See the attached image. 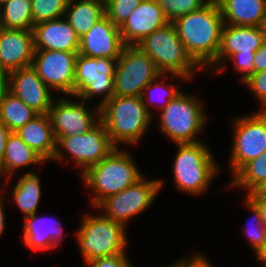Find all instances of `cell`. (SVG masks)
<instances>
[{"instance_id": "cell-1", "label": "cell", "mask_w": 266, "mask_h": 267, "mask_svg": "<svg viewBox=\"0 0 266 267\" xmlns=\"http://www.w3.org/2000/svg\"><path fill=\"white\" fill-rule=\"evenodd\" d=\"M185 50L199 66H212L217 59L224 20L216 0L173 21Z\"/></svg>"}, {"instance_id": "cell-2", "label": "cell", "mask_w": 266, "mask_h": 267, "mask_svg": "<svg viewBox=\"0 0 266 267\" xmlns=\"http://www.w3.org/2000/svg\"><path fill=\"white\" fill-rule=\"evenodd\" d=\"M151 117L142 96H113L100 106V121L116 148L123 142L137 143L149 126Z\"/></svg>"}, {"instance_id": "cell-3", "label": "cell", "mask_w": 266, "mask_h": 267, "mask_svg": "<svg viewBox=\"0 0 266 267\" xmlns=\"http://www.w3.org/2000/svg\"><path fill=\"white\" fill-rule=\"evenodd\" d=\"M135 46L154 61L162 75L170 72L182 80H188L194 70L199 69L186 52L173 22L155 30Z\"/></svg>"}, {"instance_id": "cell-4", "label": "cell", "mask_w": 266, "mask_h": 267, "mask_svg": "<svg viewBox=\"0 0 266 267\" xmlns=\"http://www.w3.org/2000/svg\"><path fill=\"white\" fill-rule=\"evenodd\" d=\"M142 177L128 153L118 148L82 174L86 186L97 193L92 198L95 208L106 197L121 192Z\"/></svg>"}, {"instance_id": "cell-5", "label": "cell", "mask_w": 266, "mask_h": 267, "mask_svg": "<svg viewBox=\"0 0 266 267\" xmlns=\"http://www.w3.org/2000/svg\"><path fill=\"white\" fill-rule=\"evenodd\" d=\"M125 228L103 215L85 216L76 236L85 263L125 253Z\"/></svg>"}, {"instance_id": "cell-6", "label": "cell", "mask_w": 266, "mask_h": 267, "mask_svg": "<svg viewBox=\"0 0 266 267\" xmlns=\"http://www.w3.org/2000/svg\"><path fill=\"white\" fill-rule=\"evenodd\" d=\"M178 145L174 161V178L177 188L198 195L208 188L218 171L212 153L203 142Z\"/></svg>"}, {"instance_id": "cell-7", "label": "cell", "mask_w": 266, "mask_h": 267, "mask_svg": "<svg viewBox=\"0 0 266 267\" xmlns=\"http://www.w3.org/2000/svg\"><path fill=\"white\" fill-rule=\"evenodd\" d=\"M200 101L181 92L162 109L160 130L175 144L197 143L196 136L206 124Z\"/></svg>"}, {"instance_id": "cell-8", "label": "cell", "mask_w": 266, "mask_h": 267, "mask_svg": "<svg viewBox=\"0 0 266 267\" xmlns=\"http://www.w3.org/2000/svg\"><path fill=\"white\" fill-rule=\"evenodd\" d=\"M160 76L147 54L136 46H125L116 63L114 96H142L144 88Z\"/></svg>"}, {"instance_id": "cell-9", "label": "cell", "mask_w": 266, "mask_h": 267, "mask_svg": "<svg viewBox=\"0 0 266 267\" xmlns=\"http://www.w3.org/2000/svg\"><path fill=\"white\" fill-rule=\"evenodd\" d=\"M118 58L89 57L78 53L75 67L74 96L84 101L106 93L99 107L114 96V75Z\"/></svg>"}, {"instance_id": "cell-10", "label": "cell", "mask_w": 266, "mask_h": 267, "mask_svg": "<svg viewBox=\"0 0 266 267\" xmlns=\"http://www.w3.org/2000/svg\"><path fill=\"white\" fill-rule=\"evenodd\" d=\"M60 146L72 155L75 164L82 168V174L116 149L101 121L83 134L57 138V151L53 160L62 162L65 155Z\"/></svg>"}, {"instance_id": "cell-11", "label": "cell", "mask_w": 266, "mask_h": 267, "mask_svg": "<svg viewBox=\"0 0 266 267\" xmlns=\"http://www.w3.org/2000/svg\"><path fill=\"white\" fill-rule=\"evenodd\" d=\"M163 181L140 180L119 193L103 199L97 206L106 211L103 216L125 226V222L148 208L162 187Z\"/></svg>"}, {"instance_id": "cell-12", "label": "cell", "mask_w": 266, "mask_h": 267, "mask_svg": "<svg viewBox=\"0 0 266 267\" xmlns=\"http://www.w3.org/2000/svg\"><path fill=\"white\" fill-rule=\"evenodd\" d=\"M230 166L233 176L266 150V110L235 120Z\"/></svg>"}, {"instance_id": "cell-13", "label": "cell", "mask_w": 266, "mask_h": 267, "mask_svg": "<svg viewBox=\"0 0 266 267\" xmlns=\"http://www.w3.org/2000/svg\"><path fill=\"white\" fill-rule=\"evenodd\" d=\"M77 56L78 52L35 49L32 67L49 88L74 96Z\"/></svg>"}, {"instance_id": "cell-14", "label": "cell", "mask_w": 266, "mask_h": 267, "mask_svg": "<svg viewBox=\"0 0 266 267\" xmlns=\"http://www.w3.org/2000/svg\"><path fill=\"white\" fill-rule=\"evenodd\" d=\"M83 103L84 100L79 104L62 98L57 100V103L53 102L48 115L56 139L88 132L100 121V107L94 110L97 114L96 119Z\"/></svg>"}, {"instance_id": "cell-15", "label": "cell", "mask_w": 266, "mask_h": 267, "mask_svg": "<svg viewBox=\"0 0 266 267\" xmlns=\"http://www.w3.org/2000/svg\"><path fill=\"white\" fill-rule=\"evenodd\" d=\"M6 89L38 114H48L51 108V89L31 66L11 71Z\"/></svg>"}, {"instance_id": "cell-16", "label": "cell", "mask_w": 266, "mask_h": 267, "mask_svg": "<svg viewBox=\"0 0 266 267\" xmlns=\"http://www.w3.org/2000/svg\"><path fill=\"white\" fill-rule=\"evenodd\" d=\"M125 46L119 28L104 16L79 38L78 53L95 58H119Z\"/></svg>"}, {"instance_id": "cell-17", "label": "cell", "mask_w": 266, "mask_h": 267, "mask_svg": "<svg viewBox=\"0 0 266 267\" xmlns=\"http://www.w3.org/2000/svg\"><path fill=\"white\" fill-rule=\"evenodd\" d=\"M168 23L157 0H142L119 30L124 44L135 46L144 37Z\"/></svg>"}, {"instance_id": "cell-18", "label": "cell", "mask_w": 266, "mask_h": 267, "mask_svg": "<svg viewBox=\"0 0 266 267\" xmlns=\"http://www.w3.org/2000/svg\"><path fill=\"white\" fill-rule=\"evenodd\" d=\"M34 51L32 30L0 27V61L8 73L31 66Z\"/></svg>"}, {"instance_id": "cell-19", "label": "cell", "mask_w": 266, "mask_h": 267, "mask_svg": "<svg viewBox=\"0 0 266 267\" xmlns=\"http://www.w3.org/2000/svg\"><path fill=\"white\" fill-rule=\"evenodd\" d=\"M264 41V35L260 26L224 24L217 59L212 66L219 65V68L215 69L221 72L224 65L221 66L220 61L226 58L229 59L232 54L238 52L240 54L255 53Z\"/></svg>"}, {"instance_id": "cell-20", "label": "cell", "mask_w": 266, "mask_h": 267, "mask_svg": "<svg viewBox=\"0 0 266 267\" xmlns=\"http://www.w3.org/2000/svg\"><path fill=\"white\" fill-rule=\"evenodd\" d=\"M32 33L34 49L79 52V37L67 19L38 23L33 26Z\"/></svg>"}, {"instance_id": "cell-21", "label": "cell", "mask_w": 266, "mask_h": 267, "mask_svg": "<svg viewBox=\"0 0 266 267\" xmlns=\"http://www.w3.org/2000/svg\"><path fill=\"white\" fill-rule=\"evenodd\" d=\"M15 133L44 161L54 158L57 139L48 114H38Z\"/></svg>"}, {"instance_id": "cell-22", "label": "cell", "mask_w": 266, "mask_h": 267, "mask_svg": "<svg viewBox=\"0 0 266 267\" xmlns=\"http://www.w3.org/2000/svg\"><path fill=\"white\" fill-rule=\"evenodd\" d=\"M23 219L25 221L23 227V241L32 250L44 251L54 248L63 238V229L60 222L55 221L54 224H56L53 225L51 223L52 221H49L47 217L37 218L36 213L24 217Z\"/></svg>"}, {"instance_id": "cell-23", "label": "cell", "mask_w": 266, "mask_h": 267, "mask_svg": "<svg viewBox=\"0 0 266 267\" xmlns=\"http://www.w3.org/2000/svg\"><path fill=\"white\" fill-rule=\"evenodd\" d=\"M216 2L224 24L230 22V25L259 27L266 17V0H216Z\"/></svg>"}, {"instance_id": "cell-24", "label": "cell", "mask_w": 266, "mask_h": 267, "mask_svg": "<svg viewBox=\"0 0 266 267\" xmlns=\"http://www.w3.org/2000/svg\"><path fill=\"white\" fill-rule=\"evenodd\" d=\"M67 21L80 38L85 35L96 22L105 16V5L90 0H69L65 14Z\"/></svg>"}, {"instance_id": "cell-25", "label": "cell", "mask_w": 266, "mask_h": 267, "mask_svg": "<svg viewBox=\"0 0 266 267\" xmlns=\"http://www.w3.org/2000/svg\"><path fill=\"white\" fill-rule=\"evenodd\" d=\"M43 163L44 160L35 153L15 132L7 138L5 154L0 164V175L6 174L7 181L14 170L28 166L31 163Z\"/></svg>"}, {"instance_id": "cell-26", "label": "cell", "mask_w": 266, "mask_h": 267, "mask_svg": "<svg viewBox=\"0 0 266 267\" xmlns=\"http://www.w3.org/2000/svg\"><path fill=\"white\" fill-rule=\"evenodd\" d=\"M37 115L38 113L6 88L0 89V121L11 132H16Z\"/></svg>"}, {"instance_id": "cell-27", "label": "cell", "mask_w": 266, "mask_h": 267, "mask_svg": "<svg viewBox=\"0 0 266 267\" xmlns=\"http://www.w3.org/2000/svg\"><path fill=\"white\" fill-rule=\"evenodd\" d=\"M14 200L25 214L24 217L34 215L41 197L40 179L36 173L28 172L19 178L13 191Z\"/></svg>"}, {"instance_id": "cell-28", "label": "cell", "mask_w": 266, "mask_h": 267, "mask_svg": "<svg viewBox=\"0 0 266 267\" xmlns=\"http://www.w3.org/2000/svg\"><path fill=\"white\" fill-rule=\"evenodd\" d=\"M31 0H10L0 10V27L4 29L32 30Z\"/></svg>"}, {"instance_id": "cell-29", "label": "cell", "mask_w": 266, "mask_h": 267, "mask_svg": "<svg viewBox=\"0 0 266 267\" xmlns=\"http://www.w3.org/2000/svg\"><path fill=\"white\" fill-rule=\"evenodd\" d=\"M266 182V150L246 163L235 175L231 186L248 189V195L259 190Z\"/></svg>"}, {"instance_id": "cell-30", "label": "cell", "mask_w": 266, "mask_h": 267, "mask_svg": "<svg viewBox=\"0 0 266 267\" xmlns=\"http://www.w3.org/2000/svg\"><path fill=\"white\" fill-rule=\"evenodd\" d=\"M69 0H31L33 24L61 18Z\"/></svg>"}, {"instance_id": "cell-31", "label": "cell", "mask_w": 266, "mask_h": 267, "mask_svg": "<svg viewBox=\"0 0 266 267\" xmlns=\"http://www.w3.org/2000/svg\"><path fill=\"white\" fill-rule=\"evenodd\" d=\"M162 8L165 17L169 22L184 16L192 11L199 10L206 5L209 0H157Z\"/></svg>"}, {"instance_id": "cell-32", "label": "cell", "mask_w": 266, "mask_h": 267, "mask_svg": "<svg viewBox=\"0 0 266 267\" xmlns=\"http://www.w3.org/2000/svg\"><path fill=\"white\" fill-rule=\"evenodd\" d=\"M142 0H109L105 4V16L118 28L131 15Z\"/></svg>"}, {"instance_id": "cell-33", "label": "cell", "mask_w": 266, "mask_h": 267, "mask_svg": "<svg viewBox=\"0 0 266 267\" xmlns=\"http://www.w3.org/2000/svg\"><path fill=\"white\" fill-rule=\"evenodd\" d=\"M251 212L254 214V227L253 228H247L246 234L249 241L251 242V246L256 252V254L259 253L261 248L264 246V243L266 242V226L265 223L262 220V216L260 213V210L258 206L247 196L246 198V204H245Z\"/></svg>"}, {"instance_id": "cell-34", "label": "cell", "mask_w": 266, "mask_h": 267, "mask_svg": "<svg viewBox=\"0 0 266 267\" xmlns=\"http://www.w3.org/2000/svg\"><path fill=\"white\" fill-rule=\"evenodd\" d=\"M158 79H154L153 81H151L145 88H144V90H143V93H142V100H143V103H144V105H145V107H146V109L148 110V112L149 113H151L149 110V104H150V102H151V106H152V104L155 102L154 100H152L151 101V92H152V90L155 88H161L162 90H163V92L164 91H166V92H164V94H165V102L160 106V107H158L160 110H162L167 104H168V102L170 101V100H172V99H174L178 94H180L181 93V91H179L178 90V88H176V87H174V86H172V85H170V84H166V83H163V82H161V81H157ZM157 81V82H156ZM166 86V87H165ZM167 87H169V88H167ZM146 91H148V92H146ZM158 91V90H157ZM150 92V93H149ZM146 99L148 100V103L146 102ZM153 99V98H152ZM154 101V102H153Z\"/></svg>"}, {"instance_id": "cell-35", "label": "cell", "mask_w": 266, "mask_h": 267, "mask_svg": "<svg viewBox=\"0 0 266 267\" xmlns=\"http://www.w3.org/2000/svg\"><path fill=\"white\" fill-rule=\"evenodd\" d=\"M243 84H246L253 91L264 107L266 105V69L253 73ZM265 108L266 106L262 110H266Z\"/></svg>"}, {"instance_id": "cell-36", "label": "cell", "mask_w": 266, "mask_h": 267, "mask_svg": "<svg viewBox=\"0 0 266 267\" xmlns=\"http://www.w3.org/2000/svg\"><path fill=\"white\" fill-rule=\"evenodd\" d=\"M254 54H240L234 53L229 59L235 60V69L239 72H243L242 82H244L248 77L254 73Z\"/></svg>"}, {"instance_id": "cell-37", "label": "cell", "mask_w": 266, "mask_h": 267, "mask_svg": "<svg viewBox=\"0 0 266 267\" xmlns=\"http://www.w3.org/2000/svg\"><path fill=\"white\" fill-rule=\"evenodd\" d=\"M126 253L110 257L97 258L87 262L88 267H132Z\"/></svg>"}, {"instance_id": "cell-38", "label": "cell", "mask_w": 266, "mask_h": 267, "mask_svg": "<svg viewBox=\"0 0 266 267\" xmlns=\"http://www.w3.org/2000/svg\"><path fill=\"white\" fill-rule=\"evenodd\" d=\"M247 196L258 206L262 220L266 226V193L256 190Z\"/></svg>"}, {"instance_id": "cell-39", "label": "cell", "mask_w": 266, "mask_h": 267, "mask_svg": "<svg viewBox=\"0 0 266 267\" xmlns=\"http://www.w3.org/2000/svg\"><path fill=\"white\" fill-rule=\"evenodd\" d=\"M266 69V40L254 54V73Z\"/></svg>"}, {"instance_id": "cell-40", "label": "cell", "mask_w": 266, "mask_h": 267, "mask_svg": "<svg viewBox=\"0 0 266 267\" xmlns=\"http://www.w3.org/2000/svg\"><path fill=\"white\" fill-rule=\"evenodd\" d=\"M174 265L175 267H212L201 254L195 255L190 261L183 258Z\"/></svg>"}, {"instance_id": "cell-41", "label": "cell", "mask_w": 266, "mask_h": 267, "mask_svg": "<svg viewBox=\"0 0 266 267\" xmlns=\"http://www.w3.org/2000/svg\"><path fill=\"white\" fill-rule=\"evenodd\" d=\"M10 134L11 131L0 121V164L3 161L7 138Z\"/></svg>"}, {"instance_id": "cell-42", "label": "cell", "mask_w": 266, "mask_h": 267, "mask_svg": "<svg viewBox=\"0 0 266 267\" xmlns=\"http://www.w3.org/2000/svg\"><path fill=\"white\" fill-rule=\"evenodd\" d=\"M9 73L3 67L0 61V89L6 88Z\"/></svg>"}, {"instance_id": "cell-43", "label": "cell", "mask_w": 266, "mask_h": 267, "mask_svg": "<svg viewBox=\"0 0 266 267\" xmlns=\"http://www.w3.org/2000/svg\"><path fill=\"white\" fill-rule=\"evenodd\" d=\"M3 198L0 196V236L2 235L3 230L5 229V214L3 208Z\"/></svg>"}, {"instance_id": "cell-44", "label": "cell", "mask_w": 266, "mask_h": 267, "mask_svg": "<svg viewBox=\"0 0 266 267\" xmlns=\"http://www.w3.org/2000/svg\"><path fill=\"white\" fill-rule=\"evenodd\" d=\"M257 259H259L262 263H264V266L266 267V242L264 243V246L257 254Z\"/></svg>"}, {"instance_id": "cell-45", "label": "cell", "mask_w": 266, "mask_h": 267, "mask_svg": "<svg viewBox=\"0 0 266 267\" xmlns=\"http://www.w3.org/2000/svg\"><path fill=\"white\" fill-rule=\"evenodd\" d=\"M261 29L264 35V39L266 40V17L263 19L262 24H261Z\"/></svg>"}, {"instance_id": "cell-46", "label": "cell", "mask_w": 266, "mask_h": 267, "mask_svg": "<svg viewBox=\"0 0 266 267\" xmlns=\"http://www.w3.org/2000/svg\"><path fill=\"white\" fill-rule=\"evenodd\" d=\"M260 192L266 193V182L265 184L259 189Z\"/></svg>"}, {"instance_id": "cell-47", "label": "cell", "mask_w": 266, "mask_h": 267, "mask_svg": "<svg viewBox=\"0 0 266 267\" xmlns=\"http://www.w3.org/2000/svg\"><path fill=\"white\" fill-rule=\"evenodd\" d=\"M90 1H97V2H101L102 4H106L109 0H90Z\"/></svg>"}, {"instance_id": "cell-48", "label": "cell", "mask_w": 266, "mask_h": 267, "mask_svg": "<svg viewBox=\"0 0 266 267\" xmlns=\"http://www.w3.org/2000/svg\"><path fill=\"white\" fill-rule=\"evenodd\" d=\"M8 1H10V0H0V6H2L4 3L8 2ZM0 9H1V7H0Z\"/></svg>"}]
</instances>
